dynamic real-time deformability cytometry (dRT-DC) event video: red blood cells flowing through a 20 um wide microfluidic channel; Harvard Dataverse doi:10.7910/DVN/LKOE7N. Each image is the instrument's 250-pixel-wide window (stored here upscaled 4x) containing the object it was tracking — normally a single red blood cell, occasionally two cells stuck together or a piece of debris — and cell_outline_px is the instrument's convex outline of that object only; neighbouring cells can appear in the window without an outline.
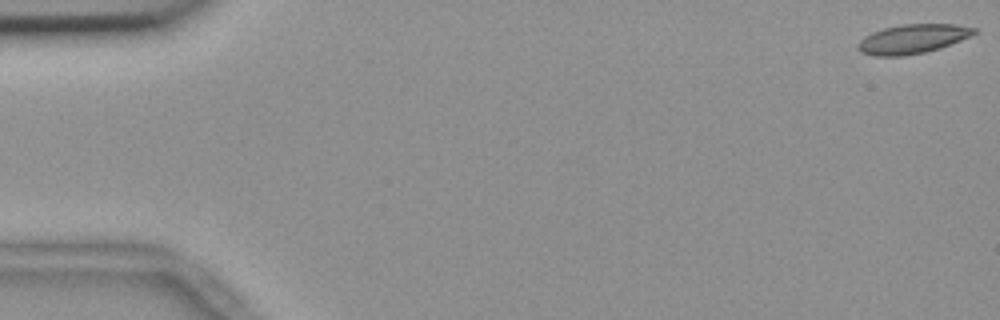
{"species": "common noctule bat (a hibernating species)", "species_latin": "Nyctalus noctula", "temperature_condition": "room temperature", "stored_images_in_passage": 56, "camera_frame_rate_fps": 3000, "um_per_image_px": 0.085, "animal": {"sex": "female", "body_mass_g": 18.4}, "frame": {"image": 1, "passage_image": 1, "time_ms": 0.0, "image_size_px": [1000, 320], "cell_outline_px": [[976, 32], [960, 40], [940, 48], [924, 52], [900, 56], [876, 56], [860, 52], [856, 44], [864, 36], [872, 32], [884, 28], [904, 24], [956, 24], [976, 28]], "centroid_in_image_um": [77.53, 3.31], "position_along_channel_um": 7.5, "area_um2": 19.59}}
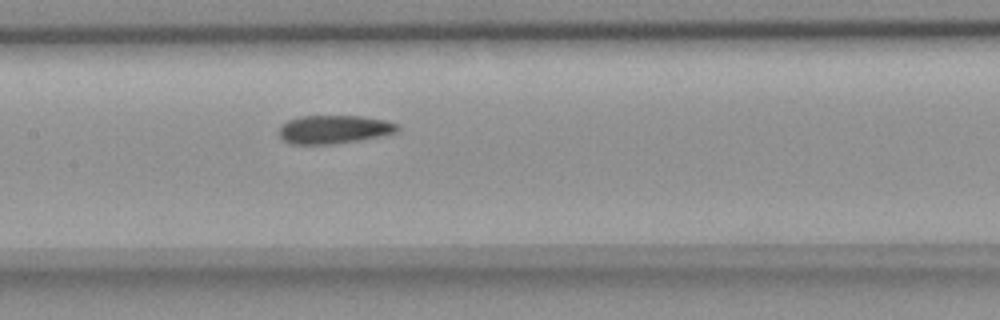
{"frame": {"image": 2, "passage_image": 27, "time_ms": 8.667, "image_size_px": [1000, 320], "cell_outline_px": [[400, 128], [396, 132], [356, 140], [332, 144], [292, 144], [280, 140], [280, 124], [288, 120], [300, 116], [360, 116], [388, 120], [396, 124]], "centroid_in_image_um": [28.33, 10.99], "position_along_channel_um": 179.1, "area_um2": 19.48}}
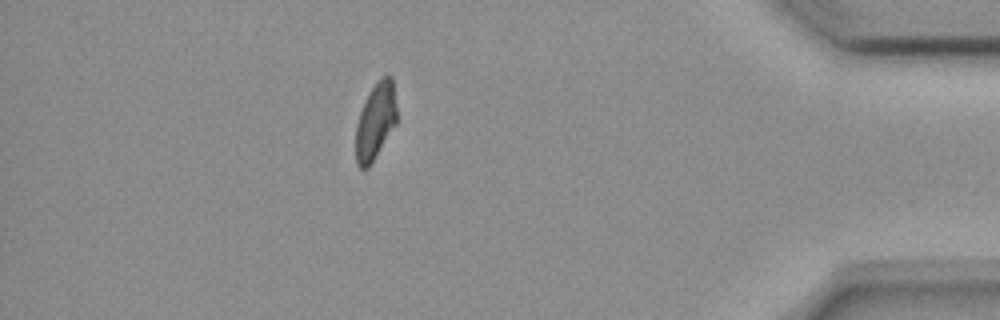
{"frame": {"image": 3, "passage_image": 49, "time_ms": 16.0, "image_size_px": [1000, 320], "cell_outline_px": [[396, 124], [368, 168], [360, 168], [356, 164], [356, 124], [364, 100], [368, 92], [376, 80], [384, 76], [392, 76], [396, 108]], "centroid_in_image_um": [31.9, 10.28], "position_along_channel_um": 403.3, "area_um2": 18.26}, "authors_computed_cell_mechanics": {"area_um2": 19.7387, "velocity_mm_per_s": 3.6693, "shape_relaxation_time_tau1_ms": null, "shape_relaxation_time_tau2_ms": 4.4461, "deformation_change_tau1": null, "deformation_change_tau2": 0.0876}}